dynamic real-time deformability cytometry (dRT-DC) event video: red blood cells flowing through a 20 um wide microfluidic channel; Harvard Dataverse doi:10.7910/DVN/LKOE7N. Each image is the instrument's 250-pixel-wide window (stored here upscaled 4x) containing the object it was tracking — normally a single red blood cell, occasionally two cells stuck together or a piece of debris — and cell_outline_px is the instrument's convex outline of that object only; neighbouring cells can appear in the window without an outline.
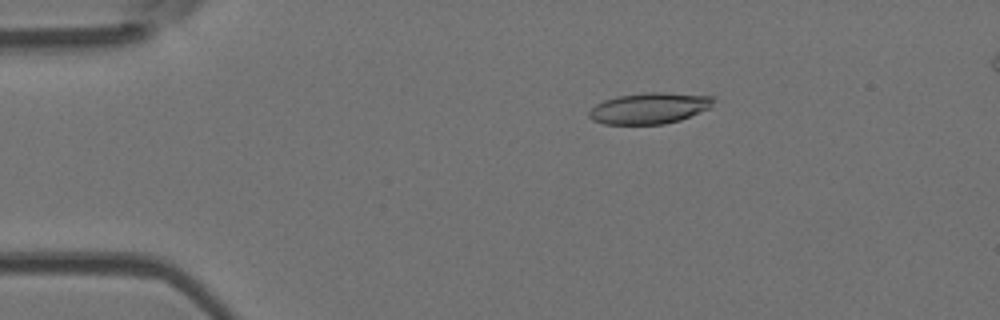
{"species": "Egyptian fruit bat (a non-hibernating species)", "species_latin": "Rousettus aegyptiacus", "temperature_condition": "room temperature", "stored_images_in_passage": 50, "camera_frame_rate_fps": 3000, "um_per_image_px": 0.085, "animal": {"sex": "female"}, "frame": {"image": 1, "passage_image": 9, "time_ms": 2.667, "image_size_px": [1000, 320], "cell_outline_px": [[716, 100], [708, 108], [680, 120], [664, 124], [604, 124], [592, 120], [588, 116], [588, 112], [596, 104], [604, 100], [616, 96], [644, 92], [668, 92], [712, 96]], "centroid_in_image_um": [55.17, 9.19], "position_along_channel_um": 29.8, "area_um2": 22.6}}
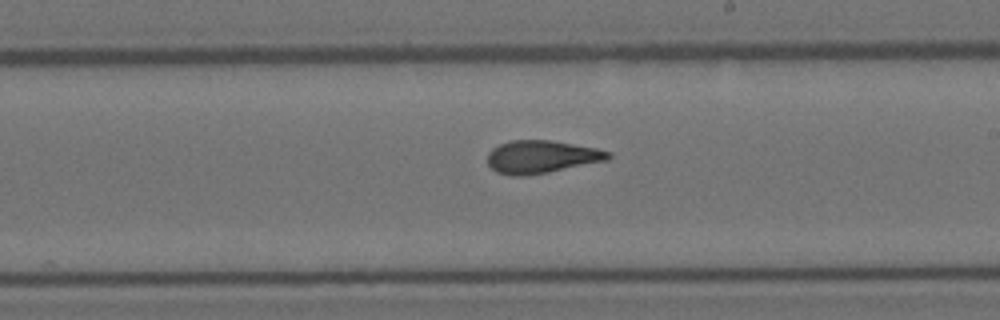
{"frame": {"image": 2, "passage_image": 29, "time_ms": 9.333, "image_size_px": [1000, 320], "cell_outline_px": [[612, 156], [608, 160], [548, 172], [524, 176], [512, 176], [496, 172], [488, 164], [488, 152], [492, 148], [500, 144], [512, 140], [548, 140], [596, 148], [612, 152]], "centroid_in_image_um": [46.02, 13.33], "position_along_channel_um": 243.0, "area_um2": 23.0}}
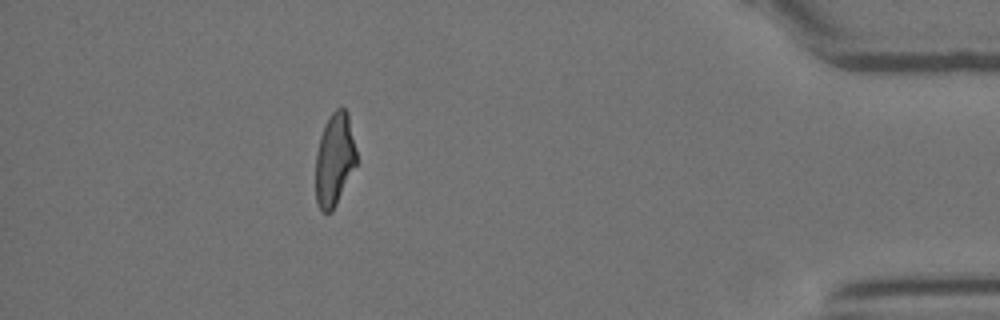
{"frame": {"image": 3, "passage_image": 45, "time_ms": 14.667, "image_size_px": [1000, 320], "cell_outline_px": [[356, 164], [332, 212], [324, 212], [320, 208], [316, 200], [316, 152], [320, 136], [332, 112], [336, 108], [344, 108], [348, 112], [356, 148]], "centroid_in_image_um": [28.43, 13.54], "position_along_channel_um": 406.8, "area_um2": 21.79}, "authors_computed_cell_mechanics": {"area_um2": 22.831, "velocity_mm_per_s": 4.0147, "shape_relaxation_time_tau1_ms": 8.7205, "shape_relaxation_time_tau2_ms": 1.7606, "deformation_change_tau1": 0.2533, "deformation_change_tau2": 0.0998}}